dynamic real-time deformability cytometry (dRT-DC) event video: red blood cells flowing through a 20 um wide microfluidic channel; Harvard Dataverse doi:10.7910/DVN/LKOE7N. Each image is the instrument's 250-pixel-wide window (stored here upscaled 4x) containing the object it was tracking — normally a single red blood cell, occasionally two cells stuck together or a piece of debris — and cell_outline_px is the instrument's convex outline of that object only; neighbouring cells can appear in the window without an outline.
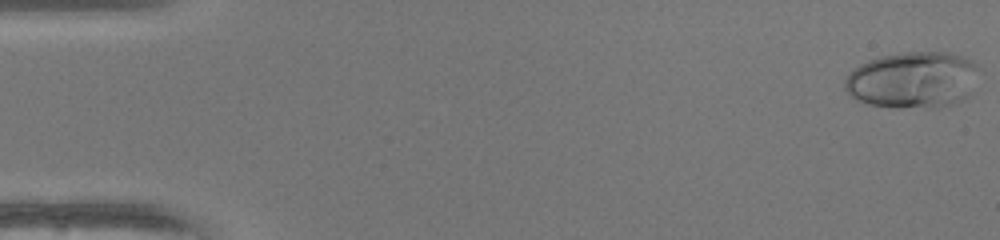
{"species": "human", "species_latin": "Homo sapiens", "temperature_condition": "warm", "stored_images_in_passage": 50, "camera_frame_rate_fps": 3000, "um_per_image_px": 0.085, "donor": {"sex": "female"}, "frame": {"image": 1, "passage_image": 1, "time_ms": 0.0, "image_size_px": [1000, 240], "cell_outline_px": [[980, 68], [972, 96], [952, 104], [936, 108], [896, 108], [868, 104], [856, 100], [844, 88], [844, 80], [848, 72], [852, 68], [868, 60], [880, 56], [904, 52], [948, 52], [964, 56], [972, 60]], "centroid_in_image_um": [77.63, 6.8], "position_along_channel_um": 7.4, "area_um2": 45.26}}
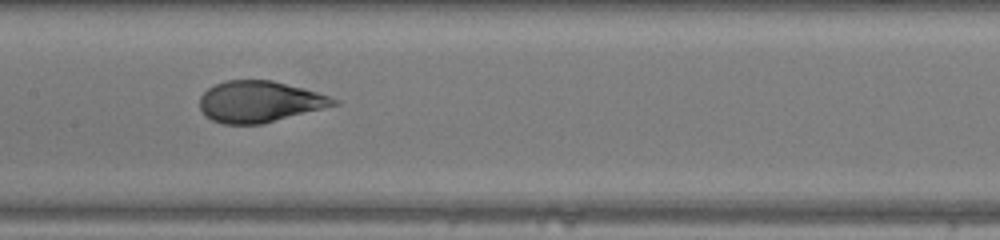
{"frame": {"image": 2, "passage_image": 25, "time_ms": 8.0, "image_size_px": [1000, 240], "cell_outline_px": [[340, 104], [260, 124], [224, 124], [212, 120], [204, 116], [200, 108], [200, 96], [208, 88], [224, 80], [272, 80], [304, 88], [340, 100]], "centroid_in_image_um": [22.04, 8.63], "position_along_channel_um": 185.4, "area_um2": 32.14}}
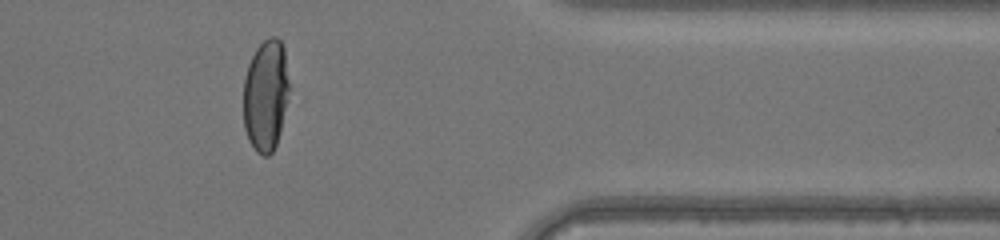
{"frame": {"image": 3, "passage_image": 41, "time_ms": 13.333, "image_size_px": [1000, 240], "cell_outline_px": [[288, 100], [280, 132], [276, 144], [272, 152], [268, 156], [264, 156], [256, 152], [248, 140], [244, 128], [244, 76], [248, 64], [256, 48], [268, 36], [276, 36], [280, 40], [284, 48], [288, 80]], "centroid_in_image_um": [22.58, 8.1], "position_along_channel_um": 388.8, "area_um2": 29.94}, "authors_computed_cell_mechanics": {"area_um2": 33.6107, "velocity_mm_per_s": 4.199, "shape_relaxation_time_tau1_ms": 5.1557, "shape_relaxation_time_tau2_ms": null, "deformation_change_tau1": 0.248, "deformation_change_tau2": null}}